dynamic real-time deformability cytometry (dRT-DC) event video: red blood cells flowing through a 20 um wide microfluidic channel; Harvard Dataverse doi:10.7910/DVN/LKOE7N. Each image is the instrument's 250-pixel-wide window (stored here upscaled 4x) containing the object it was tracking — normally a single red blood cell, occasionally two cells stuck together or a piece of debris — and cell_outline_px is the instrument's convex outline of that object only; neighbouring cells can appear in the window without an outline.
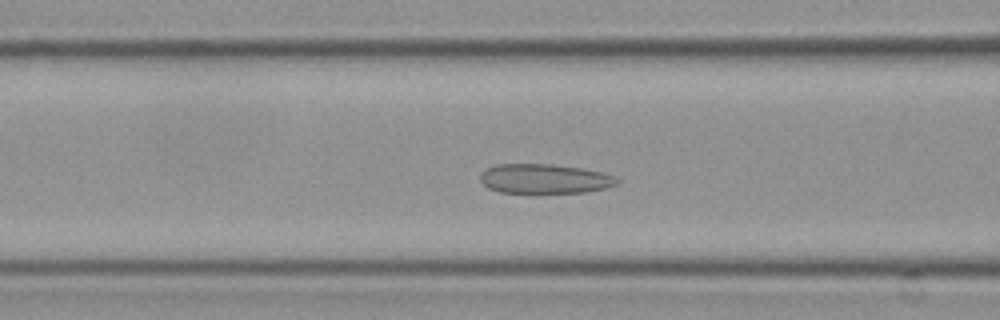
{"species": "Egyptian fruit bat (a non-hibernating species)", "species_latin": "Rousettus aegyptiacus", "temperature_condition": "cold", "stored_images_in_passage": 44, "camera_frame_rate_fps": 3000, "um_per_image_px": 0.085, "frame": {"image": 1, "passage_image": 14, "time_ms": 4.333, "image_size_px": [1000, 320], "cell_outline_px": [[620, 180], [616, 184], [604, 188], [584, 192], [500, 192], [488, 188], [480, 180], [480, 176], [488, 168], [496, 164], [552, 164], [580, 168], [600, 172], [616, 176]], "centroid_in_image_um": [46.29, 15.19], "position_along_channel_um": 120.3, "area_um2": 23.18}}
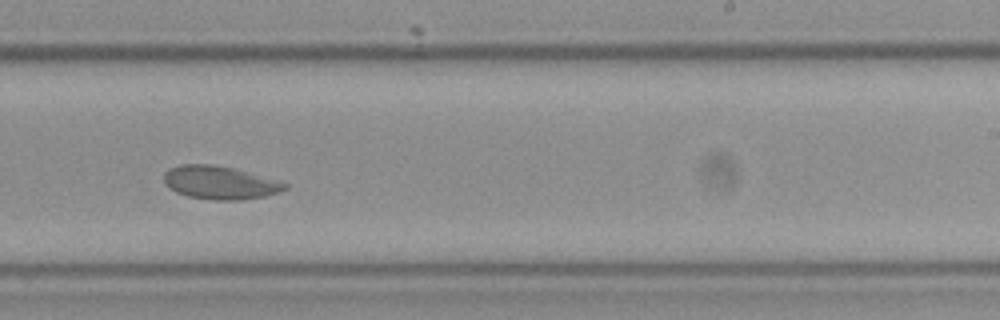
{"frame": {"image": 2, "passage_image": 27, "time_ms": 8.667, "image_size_px": [1000, 320], "cell_outline_px": [[288, 188], [280, 192], [264, 196], [240, 200], [212, 200], [188, 196], [176, 192], [168, 188], [164, 184], [164, 172], [168, 168], [180, 164], [212, 164], [232, 168], [288, 184]], "centroid_in_image_um": [18.62, 15.53], "position_along_channel_um": 270.4, "area_um2": 23.29}}
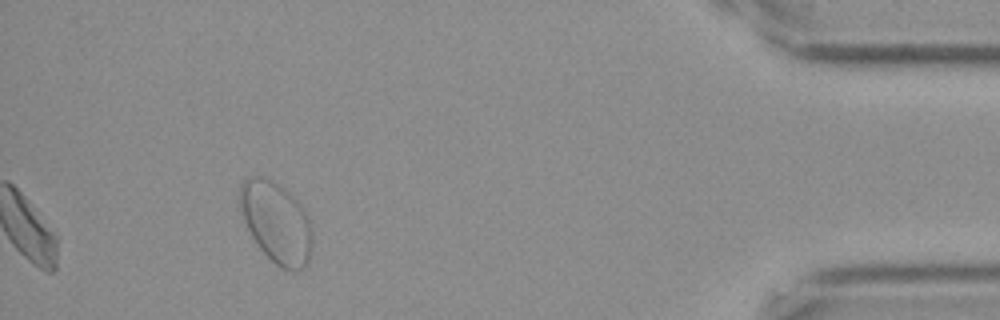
{"frame": {"image": 3, "passage_image": 44, "time_ms": 14.333, "image_size_px": [1000, 320], "cell_outline_px": [[312, 244], [308, 264], [304, 268], [296, 272], [292, 272], [280, 268], [260, 248], [252, 236], [240, 212], [240, 188], [244, 180], [252, 176], [260, 176], [284, 188], [300, 204], [308, 220], [312, 232]], "centroid_in_image_um": [23.5, 18.96], "position_along_channel_um": 411.7, "area_um2": 33.81}}